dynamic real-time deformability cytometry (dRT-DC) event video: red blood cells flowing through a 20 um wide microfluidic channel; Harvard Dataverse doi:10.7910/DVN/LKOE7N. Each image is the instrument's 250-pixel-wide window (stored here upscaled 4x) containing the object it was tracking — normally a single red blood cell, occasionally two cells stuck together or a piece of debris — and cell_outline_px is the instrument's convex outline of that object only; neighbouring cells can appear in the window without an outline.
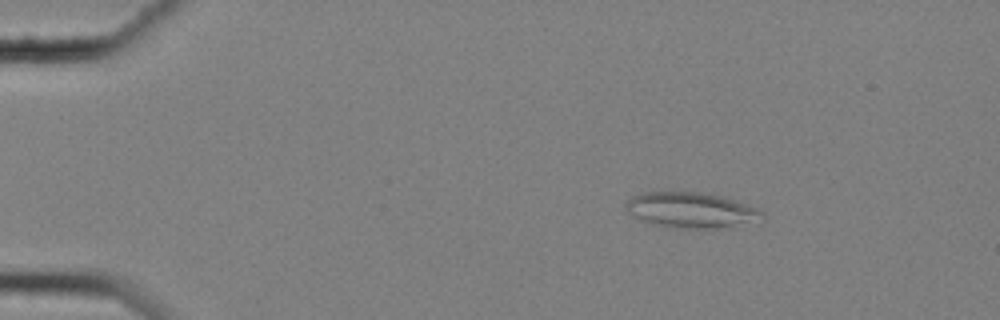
{"species": "common noctule bat (a hibernating species)", "species_latin": "Nyctalus noctula", "temperature_condition": "cold", "stored_images_in_passage": 50, "camera_frame_rate_fps": 3000, "um_per_image_px": 0.085, "animal": {"sex": "female", "body_mass_g": 25.1}, "frame": {"image": 1, "passage_image": 1, "time_ms": 0.0, "image_size_px": [1000, 320], "cell_outline_px": [[764, 220], [716, 228], [668, 228], [640, 220], [628, 212], [624, 208], [624, 204], [632, 196], [644, 192], [704, 192], [724, 196], [748, 204], [764, 212]], "centroid_in_image_um": [58.74, 17.85], "position_along_channel_um": 26.3, "area_um2": 28.5}}
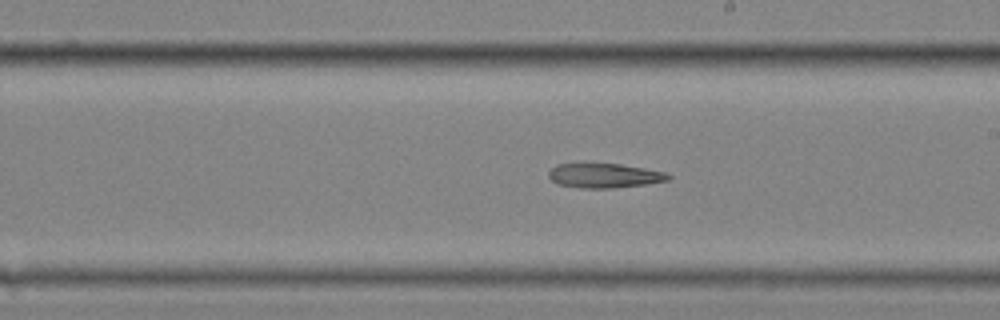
{"frame": {"image": 2, "passage_image": 26, "time_ms": 8.333, "image_size_px": [1000, 320], "cell_outline_px": [[672, 176], [668, 180], [648, 184], [612, 188], [580, 188], [556, 184], [548, 176], [548, 172], [556, 164], [620, 164], [644, 168], [664, 172]], "centroid_in_image_um": [51.36, 14.94], "position_along_channel_um": 237.6, "area_um2": 16.99}}
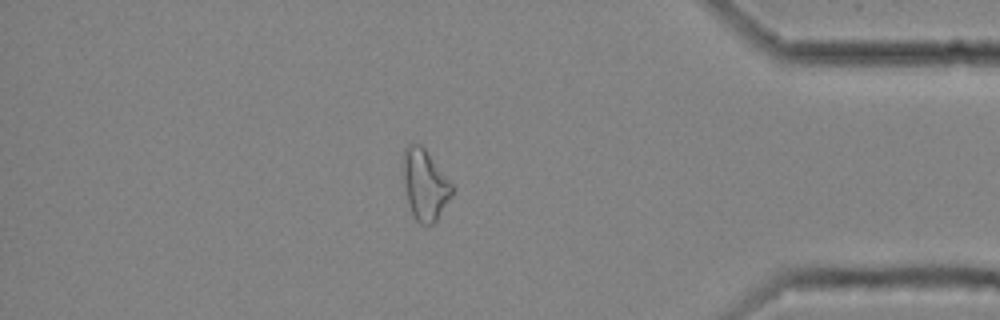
{"frame": {"image": 3, "passage_image": 42, "time_ms": 13.667, "image_size_px": [1000, 320], "cell_outline_px": [[452, 196], [436, 220], [432, 224], [420, 224], [416, 220], [408, 204], [404, 188], [404, 148], [408, 144], [420, 144], [424, 148], [452, 184]], "centroid_in_image_um": [36.11, 15.72], "position_along_channel_um": 399.1, "area_um2": 19.71}}